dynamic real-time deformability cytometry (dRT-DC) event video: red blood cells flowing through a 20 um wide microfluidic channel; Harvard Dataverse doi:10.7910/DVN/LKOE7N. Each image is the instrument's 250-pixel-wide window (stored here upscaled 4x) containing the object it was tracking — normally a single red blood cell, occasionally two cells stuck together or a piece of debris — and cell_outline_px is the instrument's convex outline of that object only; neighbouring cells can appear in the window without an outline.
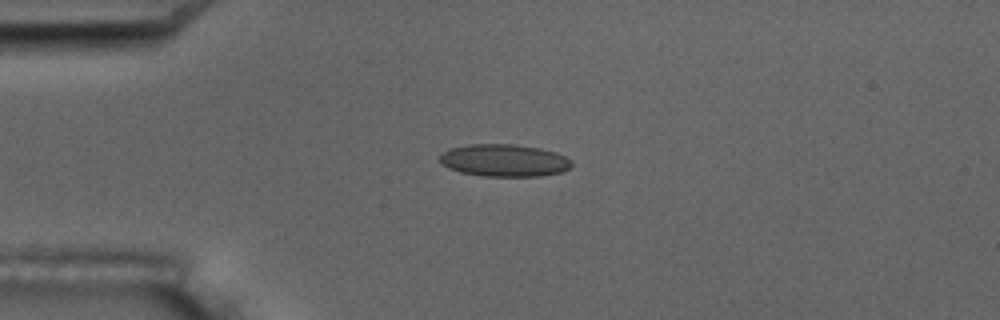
{"species": "common noctule bat (a hibernating species)", "species_latin": "Nyctalus noctula", "temperature_condition": "room temperature", "stored_images_in_passage": 3, "camera_frame_rate_fps": 3000, "um_per_image_px": 0.085, "animal": {"sex": "male", "body_mass_g": 17.5, "forearm_length_mm": 52.3}, "frame": {"image": 1, "passage_image": 3, "time_ms": 2.333, "image_size_px": [1000, 320], "cell_outline_px": [[572, 164], [568, 168], [560, 172], [540, 176], [480, 176], [460, 172], [448, 168], [440, 164], [440, 152], [448, 148], [468, 144], [516, 144], [540, 148], [556, 152], [572, 160]], "centroid_in_image_um": [42.8, 13.62], "position_along_channel_um": 42.2, "area_um2": 25.14}}